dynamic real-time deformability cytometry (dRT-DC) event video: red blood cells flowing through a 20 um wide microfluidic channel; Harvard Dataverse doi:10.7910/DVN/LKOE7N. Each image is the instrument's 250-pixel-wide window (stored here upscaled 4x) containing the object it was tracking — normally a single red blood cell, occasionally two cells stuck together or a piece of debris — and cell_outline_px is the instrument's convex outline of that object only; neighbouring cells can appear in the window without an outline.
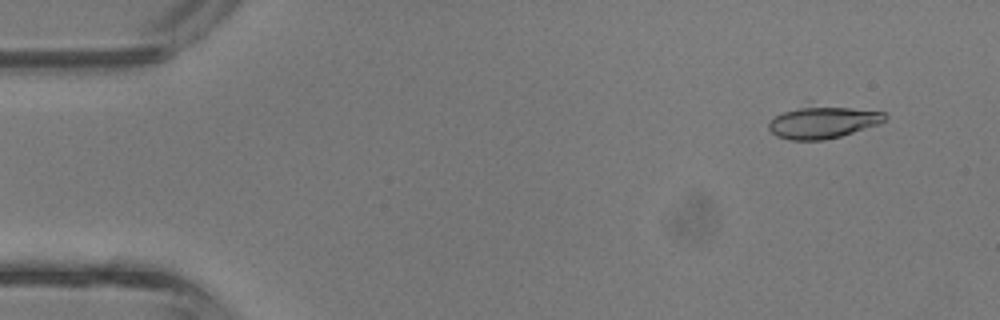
{"species": "common noctule bat (a hibernating species)", "species_latin": "Nyctalus noctula", "temperature_condition": "room temperature", "stored_images_in_passage": 3, "camera_frame_rate_fps": 3000, "um_per_image_px": 0.085, "animal": {"sex": "male", "body_mass_g": 13.3}, "frame": {"image": 1, "passage_image": 1, "time_ms": 0.0, "image_size_px": [1000, 320], "cell_outline_px": [[888, 116], [880, 124], [840, 136], [824, 140], [788, 140], [776, 136], [768, 128], [768, 124], [776, 116], [784, 112], [800, 108], [848, 108], [884, 112]], "centroid_in_image_um": [69.96, 10.44], "position_along_channel_um": 15.0, "area_um2": 20.87}}
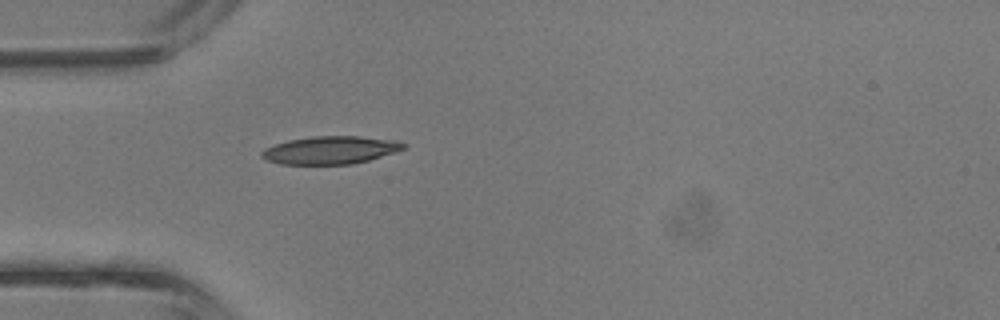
{"frame": {"image": 2, "passage_image": 3, "time_ms": 0.667, "image_size_px": [1000, 320], "cell_outline_px": [[408, 144], [404, 148], [396, 152], [368, 160], [352, 164], [280, 164], [268, 160], [260, 156], [260, 152], [264, 148], [288, 140], [312, 136], [360, 136], [396, 140]], "centroid_in_image_um": [28.09, 12.75], "position_along_channel_um": 56.9, "area_um2": 23.06}}